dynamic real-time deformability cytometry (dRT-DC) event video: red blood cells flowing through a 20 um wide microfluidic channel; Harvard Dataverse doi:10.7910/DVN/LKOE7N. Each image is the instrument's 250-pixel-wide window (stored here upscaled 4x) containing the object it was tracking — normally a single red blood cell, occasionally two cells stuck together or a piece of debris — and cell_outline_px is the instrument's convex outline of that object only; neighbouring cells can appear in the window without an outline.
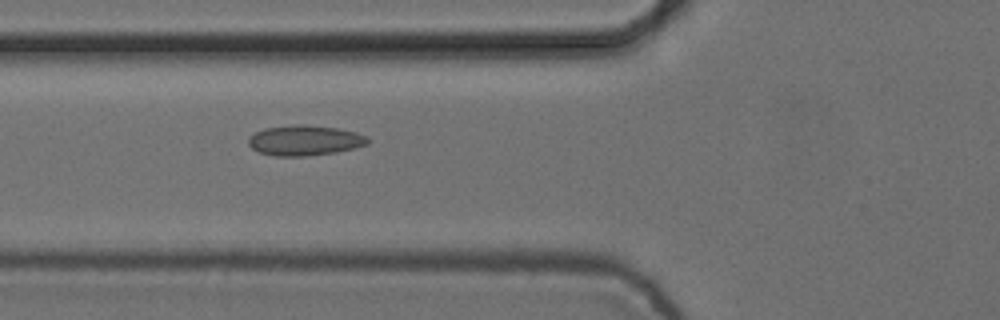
{"species": "common noctule bat (a hibernating species)", "species_latin": "Nyctalus noctula", "temperature_condition": "cold", "stored_images_in_passage": 6, "camera_frame_rate_fps": 3000, "um_per_image_px": 0.085, "animal": {"sex": "female", "body_mass_g": 24.6, "forearm_length_mm": 56.2}, "frame": {"image": 1, "passage_image": 6, "time_ms": 1.667, "image_size_px": [1000, 320], "cell_outline_px": [[368, 144], [336, 152], [304, 156], [276, 156], [260, 152], [252, 148], [248, 144], [248, 136], [264, 128], [292, 124], [304, 124], [336, 128], [356, 132], [364, 136], [368, 140]], "centroid_in_image_um": [25.85, 11.92], "position_along_channel_um": 100.0, "area_um2": 20.92}}